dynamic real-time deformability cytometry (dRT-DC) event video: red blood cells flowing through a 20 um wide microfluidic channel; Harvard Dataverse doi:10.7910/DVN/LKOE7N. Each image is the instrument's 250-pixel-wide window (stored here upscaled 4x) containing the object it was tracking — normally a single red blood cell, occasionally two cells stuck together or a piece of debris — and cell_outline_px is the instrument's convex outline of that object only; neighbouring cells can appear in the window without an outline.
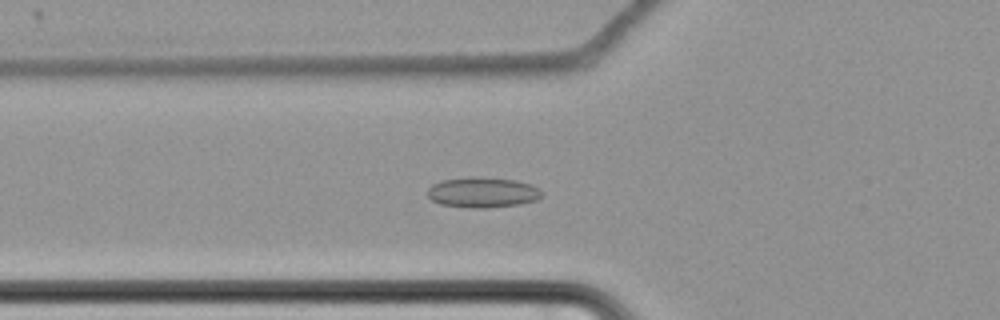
{"species": "common noctule bat (a hibernating species)", "species_latin": "Nyctalus noctula", "temperature_condition": "cold", "stored_images_in_passage": 66, "camera_frame_rate_fps": 3000, "um_per_image_px": 0.085, "animal": {"sex": "female", "body_mass_g": 22.7, "forearm_length_mm": 54.2}, "frame": {"image": 1, "passage_image": 28, "time_ms": 9.0, "image_size_px": [1000, 320], "cell_outline_px": [[540, 196], [536, 200], [520, 204], [484, 208], [472, 208], [440, 204], [432, 200], [428, 196], [428, 188], [432, 184], [444, 180], [472, 176], [516, 180], [532, 184], [540, 192]], "centroid_in_image_um": [40.99, 16.35], "position_along_channel_um": 84.8, "area_um2": 20.06}}
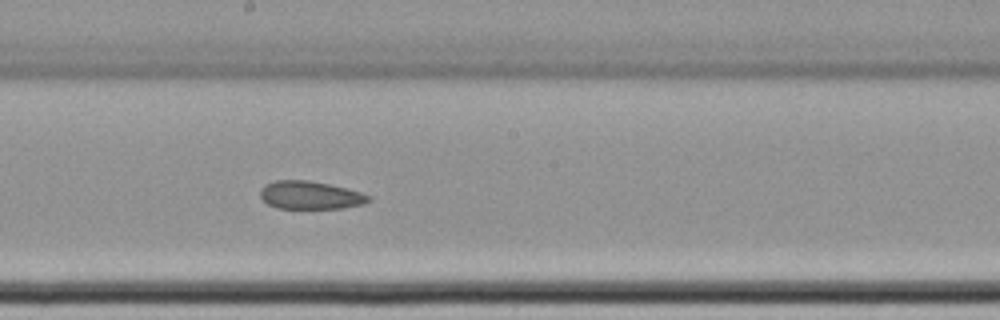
{"frame": {"image": 2, "passage_image": 40, "time_ms": 13.0, "image_size_px": [1000, 320], "cell_outline_px": [[372, 200], [364, 204], [344, 208], [276, 208], [268, 204], [260, 196], [260, 188], [264, 184], [276, 180], [308, 180], [328, 184], [360, 192], [372, 196]], "centroid_in_image_um": [26.37, 16.59], "position_along_channel_um": 221.8, "area_um2": 17.74}}
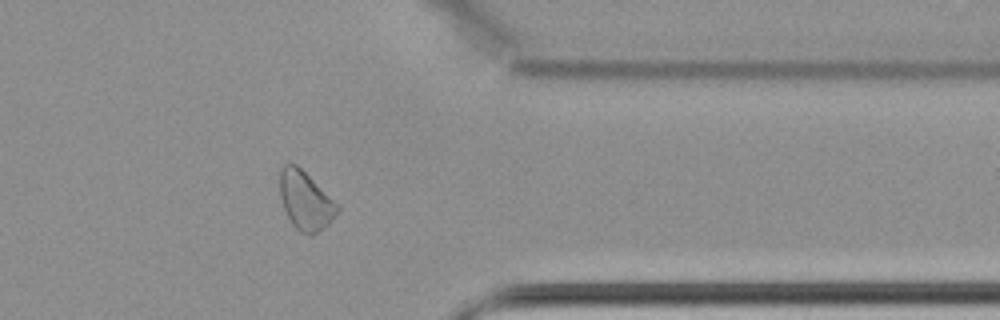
{"frame": {"image": 3, "passage_image": 55, "time_ms": 18.0, "image_size_px": [1000, 320], "cell_outline_px": [[340, 212], [328, 224], [316, 232], [308, 236], [300, 232], [292, 224], [284, 208], [280, 196], [280, 168], [284, 164], [296, 164], [340, 204]], "centroid_in_image_um": [25.99, 17.05], "position_along_channel_um": 385.4, "area_um2": 19.71}, "authors_computed_cell_mechanics": {"area_um2": 20.8947, "velocity_mm_per_s": 3.4422, "shape_relaxation_time_tau1_ms": null, "shape_relaxation_time_tau2_ms": 4.1313, "deformation_change_tau1": null, "deformation_change_tau2": 0.1015}}